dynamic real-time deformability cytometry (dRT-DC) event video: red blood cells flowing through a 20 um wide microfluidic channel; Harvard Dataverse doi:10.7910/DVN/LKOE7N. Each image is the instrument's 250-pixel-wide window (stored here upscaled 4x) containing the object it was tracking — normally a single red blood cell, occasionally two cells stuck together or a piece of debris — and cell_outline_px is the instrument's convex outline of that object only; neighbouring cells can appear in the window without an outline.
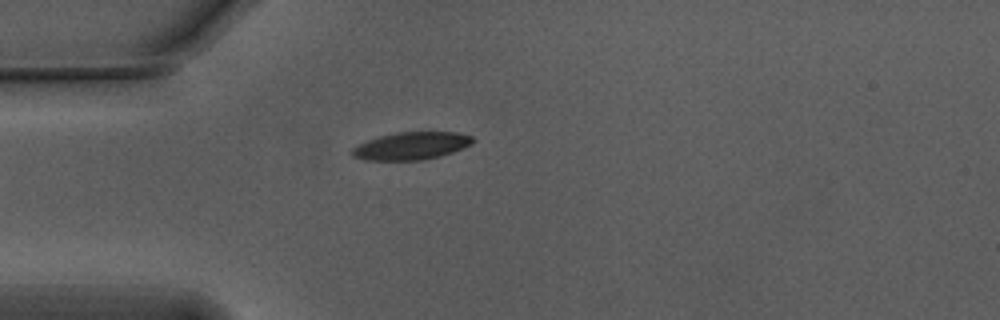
{"species": "Egyptian fruit bat (a non-hibernating species)", "species_latin": "Rousettus aegyptiacus", "temperature_condition": "warm", "stored_images_in_passage": 37, "camera_frame_rate_fps": 3000, "um_per_image_px": 0.085, "animal": {"sex": "male"}, "frame": {"image": 1, "passage_image": 1, "time_ms": 0.0, "image_size_px": [1000, 320], "cell_outline_px": [[476, 140], [472, 144], [464, 148], [440, 156], [424, 160], [364, 160], [352, 156], [352, 148], [368, 140], [380, 136], [396, 132], [456, 132], [472, 136]], "centroid_in_image_um": [35.0, 12.4], "position_along_channel_um": 50.0, "area_um2": 19.42}}
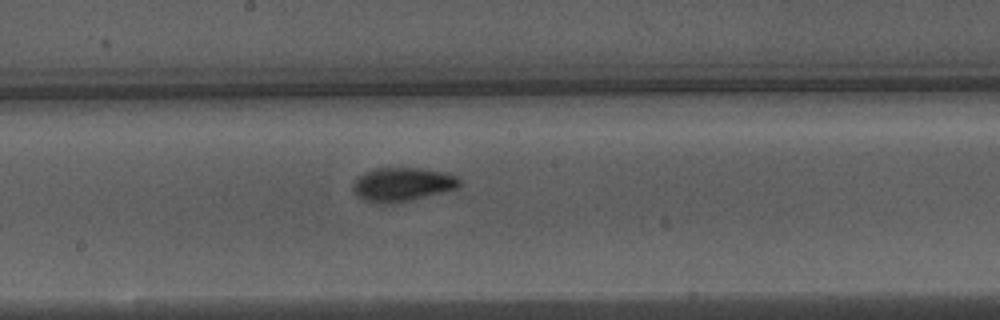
{"frame": {"image": 2, "passage_image": 15, "time_ms": 4.667, "image_size_px": [1000, 320], "cell_outline_px": [[460, 184], [456, 188], [408, 200], [384, 204], [364, 200], [356, 196], [352, 188], [352, 184], [364, 172], [376, 168], [420, 168], [448, 172], [456, 176], [460, 180]], "centroid_in_image_um": [34.17, 15.65], "position_along_channel_um": 214.0, "area_um2": 20.69}}
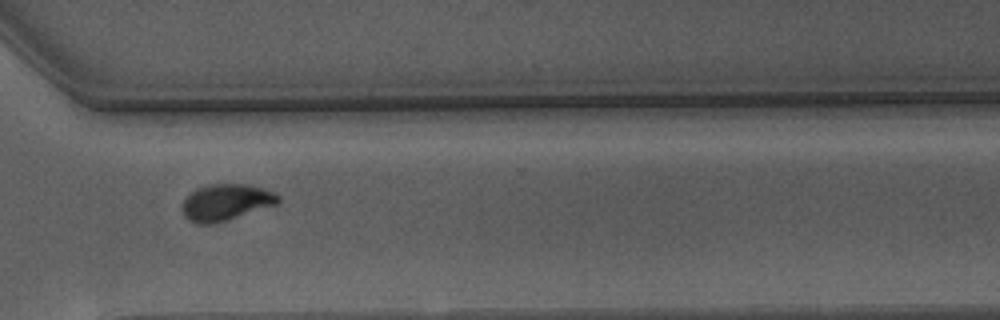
{"frame": {"image": 3, "passage_image": 26, "time_ms": 8.333, "image_size_px": [1000, 320], "cell_outline_px": [[280, 200], [276, 204], [228, 220], [212, 224], [196, 224], [188, 220], [184, 216], [180, 204], [196, 188], [208, 184], [248, 184], [272, 192], [280, 196]], "centroid_in_image_um": [19.15, 17.2], "position_along_channel_um": 351.4, "area_um2": 20.35}, "authors_computed_cell_mechanics": {"area_um2": 20.4612, "velocity_mm_per_s": 3.7466, "shape_relaxation_time_tau1_ms": 4.0812, "shape_relaxation_time_tau2_ms": 1.1122, "deformation_change_tau1": 0.1821, "deformation_change_tau2": 0.0584}}